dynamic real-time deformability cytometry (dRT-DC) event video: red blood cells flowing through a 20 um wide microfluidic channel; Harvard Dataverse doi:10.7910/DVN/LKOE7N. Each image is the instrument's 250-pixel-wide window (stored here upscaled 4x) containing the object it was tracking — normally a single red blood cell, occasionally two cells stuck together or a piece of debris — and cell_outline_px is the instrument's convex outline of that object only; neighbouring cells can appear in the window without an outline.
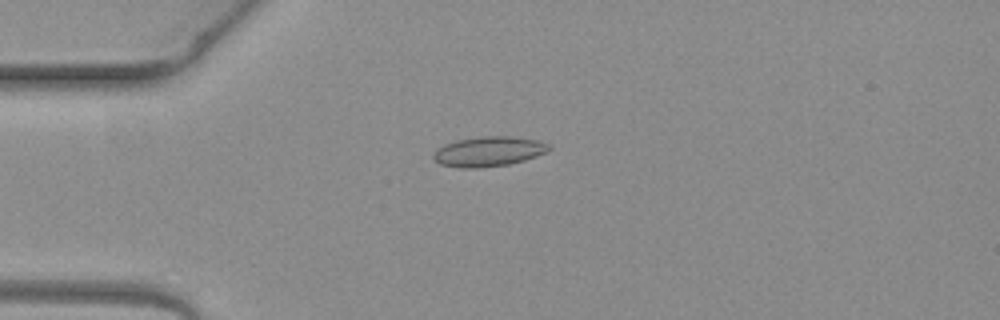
{"species": "common noctule bat (a hibernating species)", "species_latin": "Nyctalus noctula", "temperature_condition": "warm", "stored_images_in_passage": 2, "camera_frame_rate_fps": 3000, "um_per_image_px": 0.085, "animal": {"sex": "female", "body_mass_g": 19.3, "forearm_length_mm": 54.1}, "frame": {"image": 1, "passage_image": 1, "time_ms": 0.0, "image_size_px": [1000, 320], "cell_outline_px": [[552, 148], [548, 152], [524, 160], [508, 164], [480, 168], [460, 168], [440, 164], [432, 160], [432, 156], [436, 148], [444, 144], [456, 140], [484, 136], [508, 136], [540, 140], [552, 144]], "centroid_in_image_um": [41.54, 12.87], "position_along_channel_um": 43.5, "area_um2": 20.46}}